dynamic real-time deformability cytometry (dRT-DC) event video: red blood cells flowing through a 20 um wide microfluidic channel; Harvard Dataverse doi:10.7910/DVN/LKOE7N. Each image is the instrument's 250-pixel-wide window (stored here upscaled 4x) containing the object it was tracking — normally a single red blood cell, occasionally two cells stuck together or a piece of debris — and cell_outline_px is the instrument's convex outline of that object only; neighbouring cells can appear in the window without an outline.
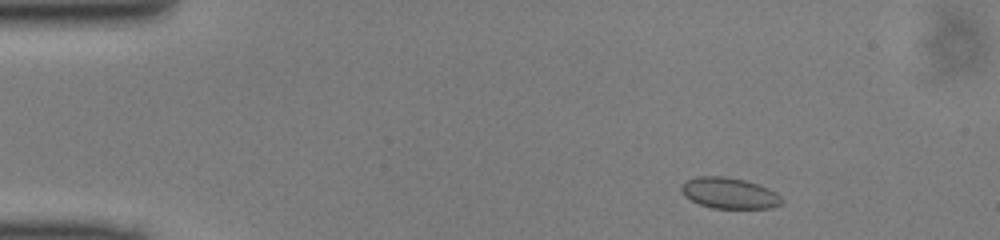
{"species": "common noctule bat (a hibernating species)", "species_latin": "Nyctalus noctula", "temperature_condition": "cold", "stored_images_in_passage": 45, "camera_frame_rate_fps": 3000, "um_per_image_px": 0.085, "animal": {"sex": "male", "body_mass_g": 13.0, "forearm_length_mm": 53.1}, "frame": {"image": 1, "passage_image": 3, "time_ms": 0.667, "image_size_px": [1000, 240], "cell_outline_px": [[784, 200], [780, 204], [772, 208], [712, 208], [700, 204], [684, 196], [680, 188], [688, 180], [700, 176], [724, 176], [744, 180], [768, 188], [776, 192]], "centroid_in_image_um": [62.01, 16.42], "position_along_channel_um": 23.0, "area_um2": 17.92}}
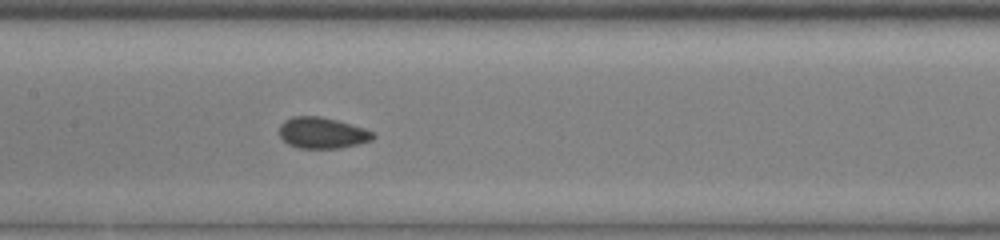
{"frame": {"image": 2, "passage_image": 20, "time_ms": 6.333, "image_size_px": [1000, 240], "cell_outline_px": [[376, 136], [372, 140], [360, 144], [340, 148], [300, 148], [288, 144], [280, 136], [280, 124], [284, 120], [292, 116], [320, 116], [336, 120], [364, 128], [372, 132]], "centroid_in_image_um": [27.39, 11.3], "position_along_channel_um": 180.0, "area_um2": 16.99}}
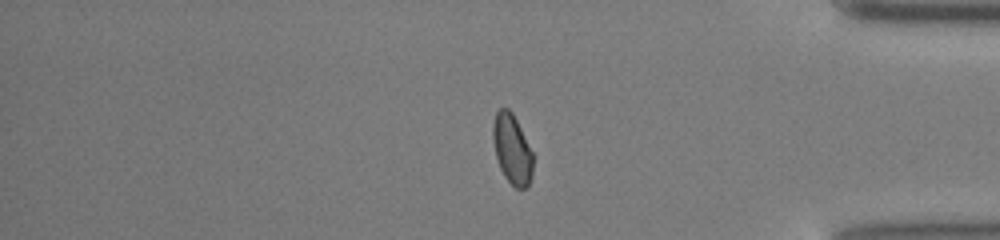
{"frame": {"image": 3, "passage_image": 37, "time_ms": 12.0, "image_size_px": [1000, 240], "cell_outline_px": [[532, 176], [528, 188], [516, 188], [504, 176], [500, 168], [496, 156], [492, 136], [492, 124], [496, 112], [500, 108], [508, 108], [512, 112], [532, 152]], "centroid_in_image_um": [43.51, 12.68], "position_along_channel_um": 391.7, "area_um2": 16.13}}